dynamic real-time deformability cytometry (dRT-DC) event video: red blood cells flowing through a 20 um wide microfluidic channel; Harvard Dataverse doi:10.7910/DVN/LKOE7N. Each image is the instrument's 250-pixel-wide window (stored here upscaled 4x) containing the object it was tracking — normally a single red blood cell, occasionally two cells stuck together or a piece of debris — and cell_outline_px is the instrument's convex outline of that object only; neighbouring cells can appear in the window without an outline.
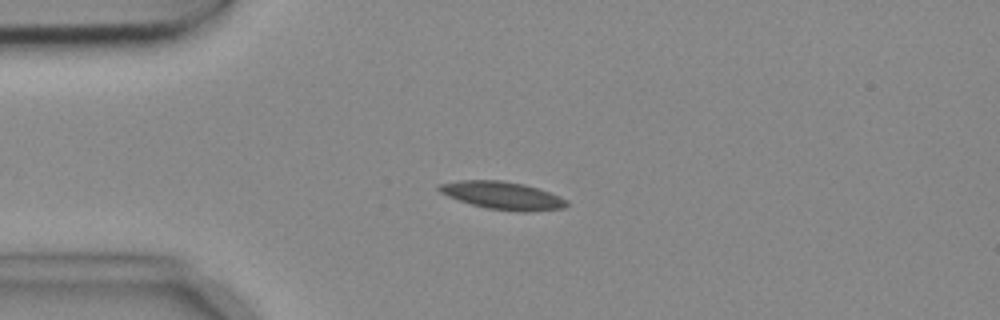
{"species": "common noctule bat (a hibernating species)", "species_latin": "Nyctalus noctula", "temperature_condition": "cold", "stored_images_in_passage": 8, "camera_frame_rate_fps": 3000, "um_per_image_px": 0.085, "animal": {"sex": "female", "body_mass_g": 18.4}, "frame": {"image": 1, "passage_image": 2, "time_ms": 0.333, "image_size_px": [1000, 320], "cell_outline_px": [[568, 204], [564, 208], [528, 212], [520, 212], [488, 208], [472, 204], [448, 196], [440, 192], [436, 188], [440, 184], [460, 180], [500, 180], [524, 184], [560, 196], [568, 200]], "centroid_in_image_um": [42.74, 16.62], "position_along_channel_um": 42.3, "area_um2": 20.46}}
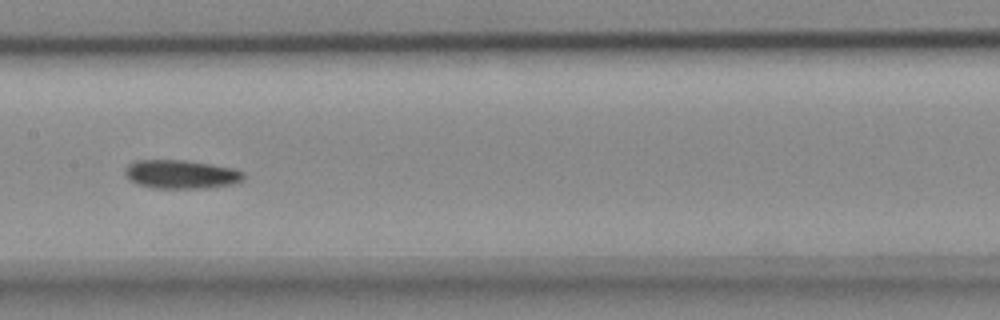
{"frame": {"image": 2, "passage_image": 6, "time_ms": 1.667, "image_size_px": [1000, 320], "cell_outline_px": [[244, 180], [232, 184], [208, 188], [152, 188], [136, 184], [128, 180], [124, 176], [124, 168], [128, 164], [136, 160], [184, 160], [232, 168], [244, 172]], "centroid_in_image_um": [15.33, 14.82], "position_along_channel_um": 192.1, "area_um2": 20.0}}
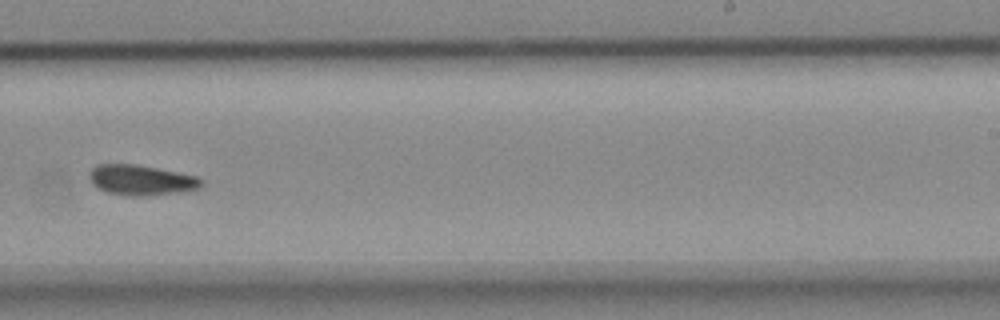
{"frame": {"image": 3, "passage_image": 8, "time_ms": 2.333, "image_size_px": [1000, 320], "cell_outline_px": [[204, 184], [196, 188], [180, 192], [144, 196], [128, 196], [108, 192], [96, 188], [92, 184], [88, 176], [88, 172], [96, 164], [136, 164], [196, 176], [204, 180]], "centroid_in_image_um": [11.95, 15.3], "position_along_channel_um": 277.1, "area_um2": 19.83}}